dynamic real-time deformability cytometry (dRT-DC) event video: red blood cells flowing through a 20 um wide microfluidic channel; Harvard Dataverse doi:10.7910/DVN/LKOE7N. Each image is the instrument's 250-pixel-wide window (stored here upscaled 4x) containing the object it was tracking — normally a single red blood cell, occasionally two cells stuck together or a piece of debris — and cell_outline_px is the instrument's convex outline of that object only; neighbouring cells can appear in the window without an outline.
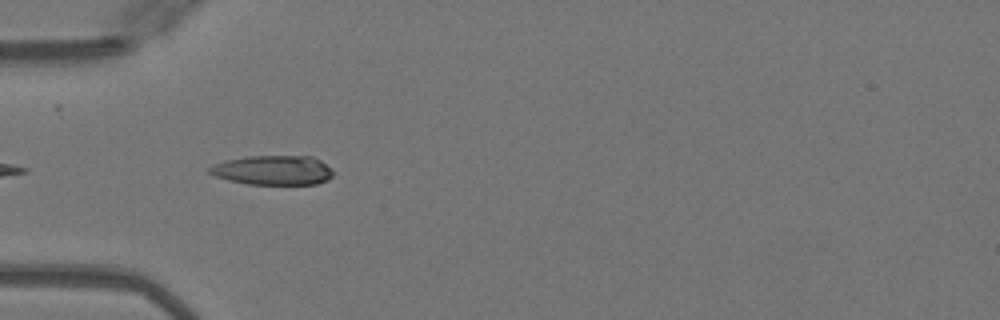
{"species": "Egyptian fruit bat (a non-hibernating species)", "species_latin": "Rousettus aegyptiacus", "temperature_condition": "warm", "stored_images_in_passage": 11, "camera_frame_rate_fps": 3000, "um_per_image_px": 0.085, "animal": {"sex": "female"}, "frame": {"image": 1, "passage_image": 2, "time_ms": 0.333, "image_size_px": [1000, 320], "cell_outline_px": [[332, 176], [328, 180], [316, 184], [248, 184], [228, 180], [216, 176], [208, 172], [208, 168], [212, 164], [224, 160], [248, 156], [312, 156], [320, 160], [332, 168]], "centroid_in_image_um": [23.2, 14.46], "position_along_channel_um": 61.8, "area_um2": 21.39}}
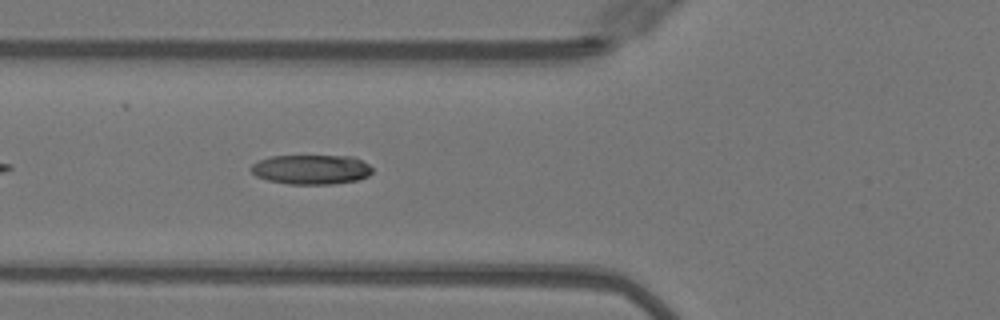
{"frame": {"image": 2, "passage_image": 5, "time_ms": 1.333, "image_size_px": [1000, 320], "cell_outline_px": [[372, 172], [368, 176], [360, 180], [332, 184], [288, 184], [268, 180], [256, 176], [252, 172], [252, 164], [260, 160], [272, 156], [352, 156], [368, 164], [372, 168]], "centroid_in_image_um": [26.48, 14.41], "position_along_channel_um": 99.3, "area_um2": 20.87}}
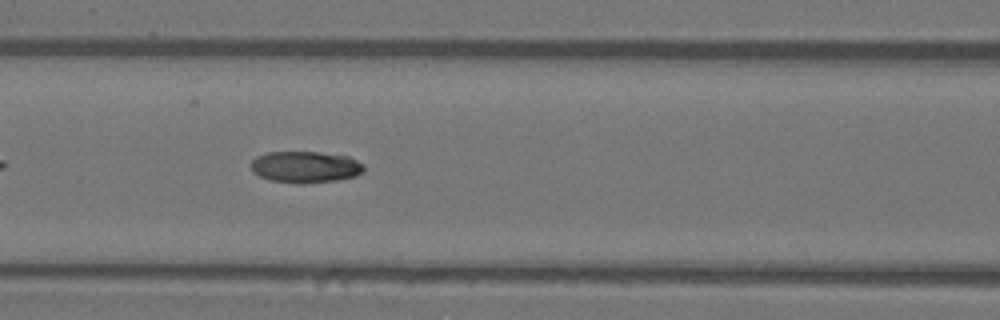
{"frame": {"image": 3, "passage_image": 8, "time_ms": 2.333, "image_size_px": [1000, 320], "cell_outline_px": [[364, 172], [356, 176], [336, 180], [304, 184], [296, 184], [268, 180], [252, 172], [252, 160], [256, 156], [268, 152], [320, 152], [348, 156], [364, 164]], "centroid_in_image_um": [25.96, 14.2], "position_along_channel_um": 140.6, "area_um2": 20.98}}